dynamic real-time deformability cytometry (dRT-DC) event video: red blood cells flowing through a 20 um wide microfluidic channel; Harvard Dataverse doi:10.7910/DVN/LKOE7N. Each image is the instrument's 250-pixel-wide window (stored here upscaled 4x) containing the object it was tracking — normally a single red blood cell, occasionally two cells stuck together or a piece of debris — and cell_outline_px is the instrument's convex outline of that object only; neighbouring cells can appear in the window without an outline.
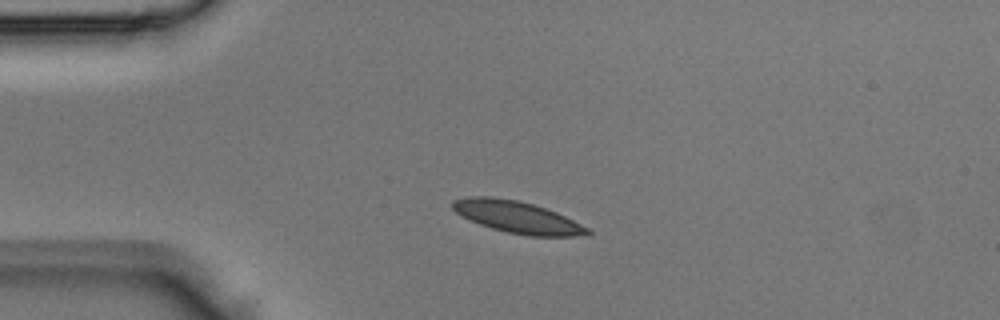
{"species": "Egyptian fruit bat (a non-hibernating species)", "species_latin": "Rousettus aegyptiacus", "temperature_condition": "room temperature", "stored_images_in_passage": 2, "camera_frame_rate_fps": 3000, "um_per_image_px": 0.085, "animal": {"sex": "male"}, "frame": {"image": 1, "passage_image": 1, "time_ms": 0.0, "image_size_px": [1000, 320], "cell_outline_px": [[592, 232], [588, 236], [528, 236], [508, 232], [492, 228], [480, 224], [456, 212], [452, 208], [452, 200], [468, 196], [492, 196], [516, 200], [532, 204], [556, 212], [588, 228]], "centroid_in_image_um": [43.97, 18.45], "position_along_channel_um": 41.0, "area_um2": 24.8}}
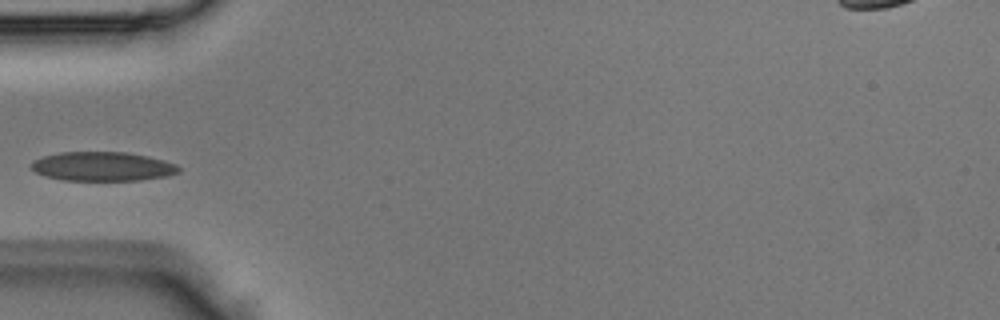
{"frame": {"image": 2, "passage_image": 2, "time_ms": 0.333, "image_size_px": [1000, 320], "cell_outline_px": [[180, 172], [168, 176], [140, 180], [64, 180], [44, 176], [36, 172], [32, 168], [32, 164], [36, 160], [44, 156], [60, 152], [124, 152], [148, 156], [164, 160], [176, 164], [180, 168]], "centroid_in_image_um": [8.76, 14.15], "position_along_channel_um": 76.2, "area_um2": 24.91}}